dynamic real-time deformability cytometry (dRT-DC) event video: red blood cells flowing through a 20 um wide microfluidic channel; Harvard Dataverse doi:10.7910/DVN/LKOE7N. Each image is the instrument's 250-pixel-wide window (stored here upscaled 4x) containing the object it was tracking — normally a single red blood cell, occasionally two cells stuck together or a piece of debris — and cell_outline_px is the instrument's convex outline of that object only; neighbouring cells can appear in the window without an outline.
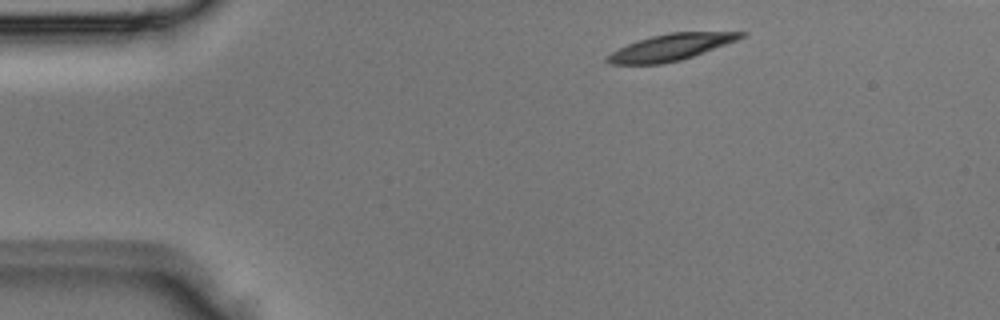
{"species": "Egyptian fruit bat (a non-hibernating species)", "species_latin": "Rousettus aegyptiacus", "temperature_condition": "room temperature", "stored_images_in_passage": 2, "camera_frame_rate_fps": 3000, "um_per_image_px": 0.085, "animal": {"sex": "male"}, "frame": {"image": 1, "passage_image": 1, "time_ms": 0.0, "image_size_px": [1000, 320], "cell_outline_px": [[748, 32], [744, 36], [736, 40], [692, 56], [680, 60], [660, 64], [608, 64], [604, 60], [604, 56], [636, 40], [668, 32]], "centroid_in_image_um": [56.94, 4.02], "position_along_channel_um": 28.1, "area_um2": 20.35}}